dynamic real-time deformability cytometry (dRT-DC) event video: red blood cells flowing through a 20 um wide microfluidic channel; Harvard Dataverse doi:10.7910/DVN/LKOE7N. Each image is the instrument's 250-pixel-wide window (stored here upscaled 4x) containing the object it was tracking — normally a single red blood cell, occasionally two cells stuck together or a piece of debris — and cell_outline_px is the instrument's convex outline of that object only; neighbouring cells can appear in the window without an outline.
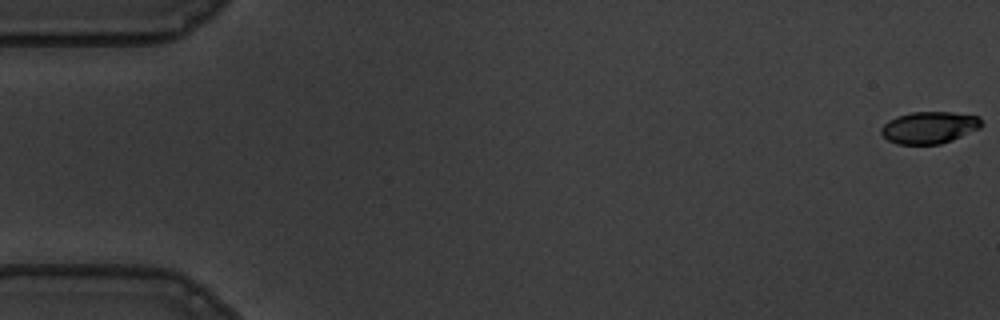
{"species": "common noctule bat (a hibernating species)", "species_latin": "Nyctalus noctula", "temperature_condition": "warm", "stored_images_in_passage": 57, "camera_frame_rate_fps": 3000, "um_per_image_px": 0.085, "animal": {"sex": "male", "body_mass_g": 19.5, "forearm_length_mm": 54.6}, "frame": {"image": 1, "passage_image": 1, "time_ms": 0.0, "image_size_px": [1000, 320], "cell_outline_px": [[980, 128], [952, 140], [940, 144], [896, 144], [888, 140], [880, 132], [880, 128], [888, 120], [896, 116], [912, 112], [952, 112], [980, 116]], "centroid_in_image_um": [78.96, 10.83], "position_along_channel_um": 6.0, "area_um2": 18.67}}
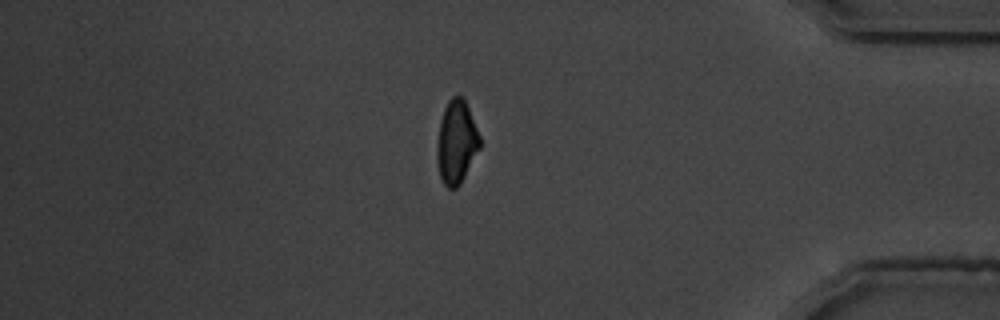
{"frame": {"image": 2, "passage_image": 49, "time_ms": 16.0, "image_size_px": [1000, 320], "cell_outline_px": [[480, 148], [460, 184], [456, 188], [448, 188], [444, 184], [440, 176], [436, 160], [436, 148], [440, 120], [444, 108], [448, 100], [452, 96], [464, 96], [480, 136]], "centroid_in_image_um": [38.79, 12.06], "position_along_channel_um": 396.4, "area_um2": 20.92}}
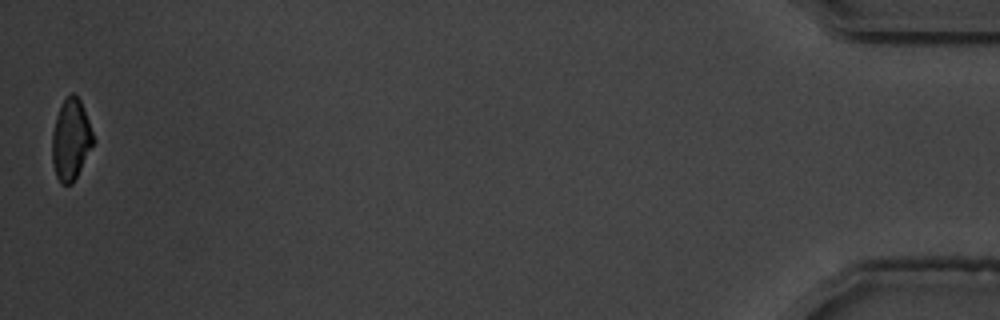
{"frame": {"image": 3, "passage_image": 57, "time_ms": 18.667, "image_size_px": [1000, 320], "cell_outline_px": [[96, 140], [72, 184], [60, 184], [56, 176], [52, 164], [52, 132], [56, 116], [64, 100], [72, 92], [80, 100]], "centroid_in_image_um": [6.02, 11.9], "position_along_channel_um": 429.2, "area_um2": 19.36}, "authors_computed_cell_mechanics": {"area_um2": 20.9236, "velocity_mm_per_s": 3.57, "shape_relaxation_time_tau1_ms": 3.8165, "shape_relaxation_time_tau2_ms": 2.2526, "deformation_change_tau1": 0.1482, "deformation_change_tau2": 0.0622}}